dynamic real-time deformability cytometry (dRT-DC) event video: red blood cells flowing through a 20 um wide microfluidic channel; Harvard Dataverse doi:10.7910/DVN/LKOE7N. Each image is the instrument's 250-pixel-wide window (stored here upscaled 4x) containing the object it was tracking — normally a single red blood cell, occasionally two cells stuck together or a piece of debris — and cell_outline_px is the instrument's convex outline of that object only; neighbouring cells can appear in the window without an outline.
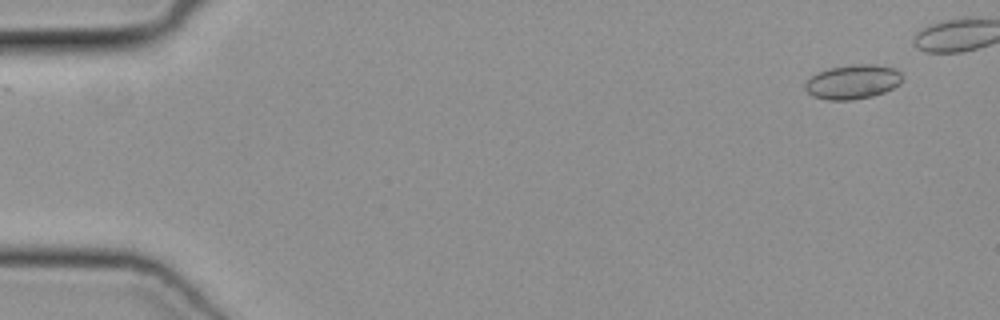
{"species": "common noctule bat (a hibernating species)", "species_latin": "Nyctalus noctula", "temperature_condition": "cold", "stored_images_in_passage": 42, "camera_frame_rate_fps": 3000, "um_per_image_px": 0.085, "animal": {"sex": "female", "body_mass_g": 19.3, "forearm_length_mm": 54.1}, "frame": {"image": 1, "passage_image": 4, "time_ms": 1.0, "image_size_px": [1000, 320], "cell_outline_px": [[900, 84], [884, 92], [872, 96], [852, 100], [828, 100], [812, 96], [804, 88], [804, 84], [812, 76], [828, 68], [856, 64], [872, 64], [896, 68], [900, 72]], "centroid_in_image_um": [72.47, 6.96], "position_along_channel_um": 12.5, "area_um2": 19.31}}
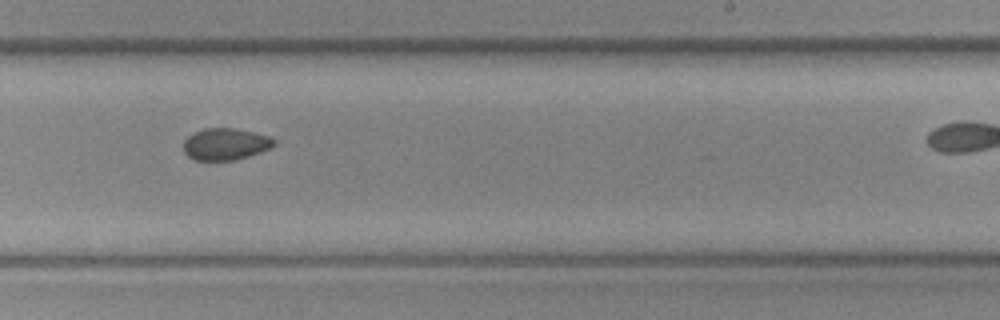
{"frame": {"image": 2, "passage_image": 32, "time_ms": 10.333, "image_size_px": [1000, 320], "cell_outline_px": [[276, 144], [260, 152], [236, 160], [196, 160], [188, 156], [184, 152], [184, 140], [188, 136], [204, 128], [236, 128], [268, 136], [276, 140]], "centroid_in_image_um": [19.16, 12.25], "position_along_channel_um": 269.8, "area_um2": 16.65}}
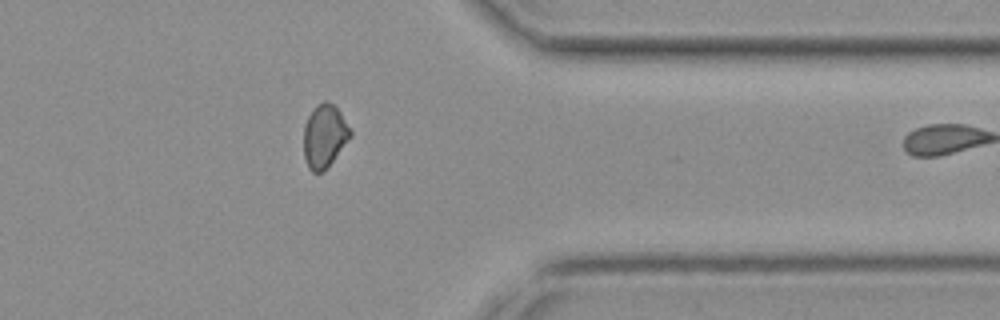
{"frame": {"image": 3, "passage_image": 41, "time_ms": 13.333, "image_size_px": [1000, 320], "cell_outline_px": [[352, 136], [332, 160], [320, 172], [312, 172], [308, 168], [304, 156], [304, 124], [308, 116], [316, 104], [324, 100], [332, 104], [340, 112], [352, 132]], "centroid_in_image_um": [27.56, 11.53], "position_along_channel_um": 383.8, "area_um2": 16.88}}